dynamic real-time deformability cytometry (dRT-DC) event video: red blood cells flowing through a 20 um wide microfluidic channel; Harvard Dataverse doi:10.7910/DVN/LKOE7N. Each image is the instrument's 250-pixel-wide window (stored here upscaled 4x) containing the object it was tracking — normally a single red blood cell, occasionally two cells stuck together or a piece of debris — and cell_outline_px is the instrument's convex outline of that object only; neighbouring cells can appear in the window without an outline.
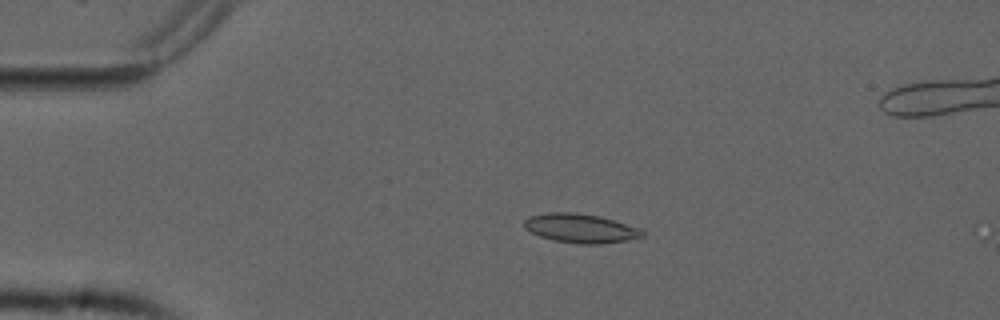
{"species": "common noctule bat (a hibernating species)", "species_latin": "Nyctalus noctula", "temperature_condition": "cold", "stored_images_in_passage": 13, "camera_frame_rate_fps": 3000, "um_per_image_px": 0.085, "animal": {"sex": "male", "forearm_length_mm": 52.5}, "frame": {"image": 1, "passage_image": 12, "time_ms": 3.667, "image_size_px": [1000, 320], "cell_outline_px": [[644, 236], [628, 240], [600, 244], [580, 244], [552, 240], [540, 236], [524, 228], [524, 220], [528, 216], [548, 212], [572, 212], [600, 216], [644, 228]], "centroid_in_image_um": [49.38, 19.4], "position_along_channel_um": 35.6, "area_um2": 20.29}}